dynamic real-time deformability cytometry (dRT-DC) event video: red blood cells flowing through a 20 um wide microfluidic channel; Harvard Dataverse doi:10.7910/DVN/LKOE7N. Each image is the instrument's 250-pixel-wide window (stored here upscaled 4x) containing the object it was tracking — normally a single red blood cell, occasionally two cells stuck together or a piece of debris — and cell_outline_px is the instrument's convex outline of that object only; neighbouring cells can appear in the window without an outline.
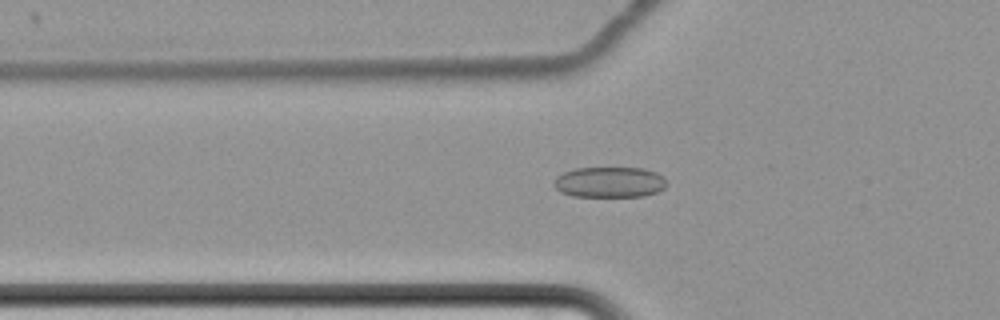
{"species": "common noctule bat (a hibernating species)", "species_latin": "Nyctalus noctula", "temperature_condition": "cold", "stored_images_in_passage": 65, "camera_frame_rate_fps": 3000, "um_per_image_px": 0.085, "animal": {"sex": "female", "body_mass_g": 22.7, "forearm_length_mm": 54.2}, "frame": {"image": 1, "passage_image": 26, "time_ms": 8.333, "image_size_px": [1000, 320], "cell_outline_px": [[668, 184], [664, 188], [656, 192], [644, 196], [572, 196], [560, 192], [552, 184], [556, 176], [564, 172], [576, 168], [644, 168], [656, 172], [664, 176]], "centroid_in_image_um": [51.82, 15.48], "position_along_channel_um": 74.0, "area_um2": 20.29}}
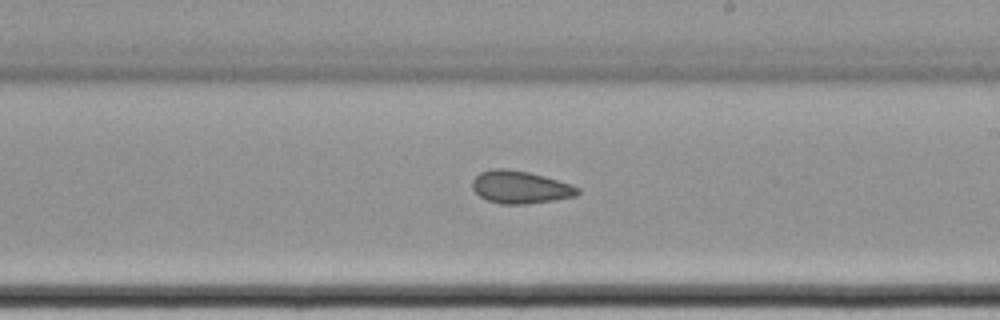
{"frame": {"image": 2, "passage_image": 41, "time_ms": 13.333, "image_size_px": [1000, 320], "cell_outline_px": [[580, 192], [576, 196], [556, 200], [524, 204], [500, 204], [488, 200], [480, 196], [472, 188], [472, 180], [480, 172], [492, 168], [504, 168], [528, 172], [544, 176], [572, 184], [580, 188]], "centroid_in_image_um": [44.23, 15.91], "position_along_channel_um": 244.8, "area_um2": 20.11}}
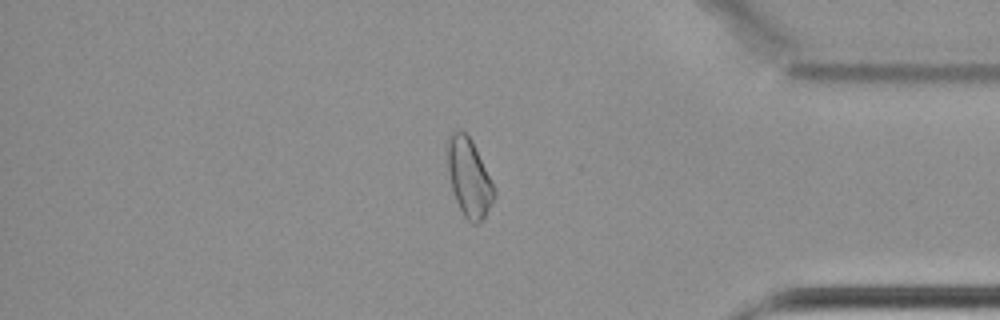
{"frame": {"image": 3, "passage_image": 56, "time_ms": 18.333, "image_size_px": [1000, 320], "cell_outline_px": [[496, 196], [484, 216], [476, 224], [472, 224], [464, 216], [456, 200], [452, 188], [448, 172], [444, 148], [448, 136], [456, 128], [464, 132], [472, 140], [496, 188]], "centroid_in_image_um": [39.84, 15.02], "position_along_channel_um": 395.4, "area_um2": 21.68}, "authors_computed_cell_mechanics": {"area_um2": 21.7328, "velocity_mm_per_s": 3.4494, "shape_relaxation_time_tau1_ms": null, "shape_relaxation_time_tau2_ms": 4.1506, "deformation_change_tau1": null, "deformation_change_tau2": 0.079}}